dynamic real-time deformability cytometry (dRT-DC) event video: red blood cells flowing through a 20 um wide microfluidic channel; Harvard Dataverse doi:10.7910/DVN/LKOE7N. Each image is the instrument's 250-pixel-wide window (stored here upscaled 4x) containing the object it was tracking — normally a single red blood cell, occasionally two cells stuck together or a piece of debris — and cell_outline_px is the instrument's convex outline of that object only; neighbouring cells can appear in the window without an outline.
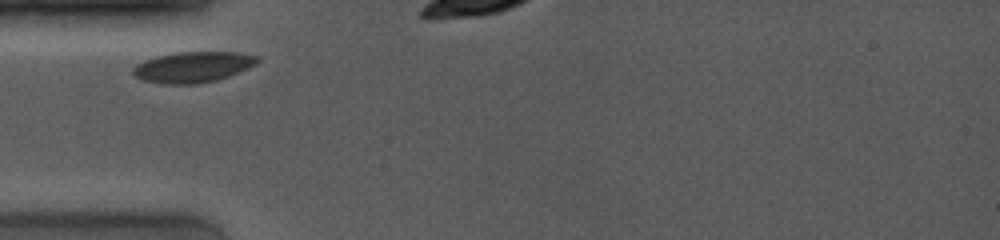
{"species": "common noctule bat (a hibernating species)", "species_latin": "Nyctalus noctula", "temperature_condition": "room temperature", "stored_images_in_passage": 14, "camera_frame_rate_fps": 4000, "um_per_image_px": 0.085, "animal": {"sex": "female", "body_mass_g": 19.0, "forearm_length_mm": 53.3}, "frame": {"image": 1, "passage_image": 1, "time_ms": 0.0, "image_size_px": [1000, 240], "cell_outline_px": [[260, 60], [256, 64], [248, 68], [228, 76], [216, 80], [196, 84], [160, 84], [144, 80], [136, 76], [132, 72], [132, 68], [136, 64], [144, 60], [156, 56], [176, 52], [236, 52], [256, 56]], "centroid_in_image_um": [16.37, 5.7], "position_along_channel_um": 68.6, "area_um2": 22.25}}
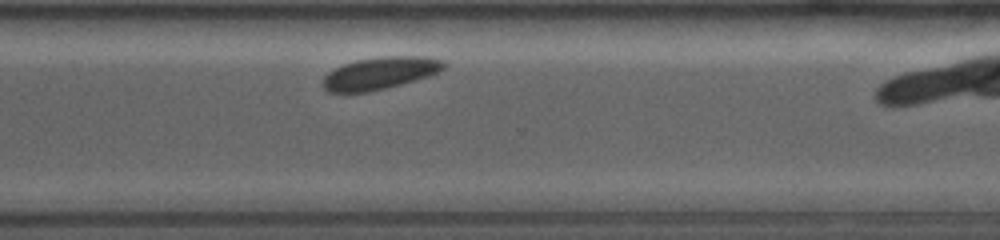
{"frame": {"image": 2, "passage_image": 14, "time_ms": 7.25, "image_size_px": [1000, 240], "cell_outline_px": [[444, 68], [428, 76], [400, 84], [368, 92], [328, 92], [320, 84], [324, 76], [328, 72], [344, 64], [356, 60], [384, 56], [424, 56], [444, 60]], "centroid_in_image_um": [32.26, 6.21], "position_along_channel_um": 338.3, "area_um2": 22.54}}